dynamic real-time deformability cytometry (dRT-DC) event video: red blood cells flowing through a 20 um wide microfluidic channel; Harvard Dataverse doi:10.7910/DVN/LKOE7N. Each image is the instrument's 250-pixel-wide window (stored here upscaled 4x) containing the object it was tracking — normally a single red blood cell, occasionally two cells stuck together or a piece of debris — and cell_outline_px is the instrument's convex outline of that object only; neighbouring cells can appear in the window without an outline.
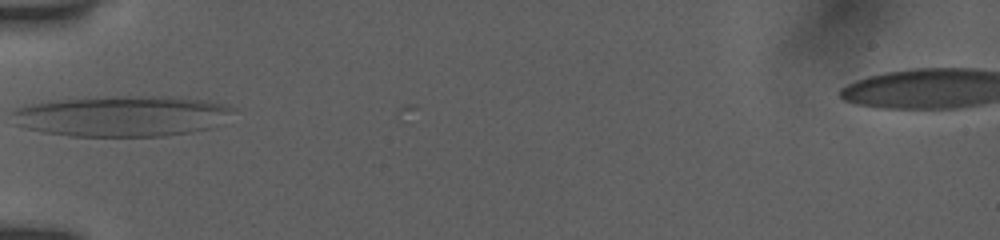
{"species": "human", "species_latin": "Homo sapiens", "temperature_condition": "room temperature", "stored_images_in_passage": 35, "segment_of_instrument_passage": [1, 2], "camera_frame_rate_fps": 3000, "um_per_image_px": 0.085, "donor": {"sex": "female"}, "frame": {"image": 1, "passage_image": 1, "time_ms": 0.0, "image_size_px": [1000, 240], "cell_outline_px": [[224, 108], [188, 132], [160, 136], [72, 136], [44, 132], [28, 128], [16, 124], [12, 112], [16, 108], [48, 100], [88, 96], [172, 96], [200, 100], [216, 104]], "centroid_in_image_um": [9.86, 9.83], "position_along_channel_um": 75.1, "area_um2": 49.71}}
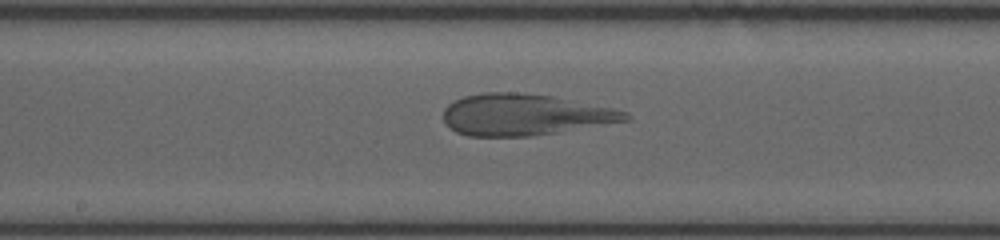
{"frame": {"image": 2, "passage_image": 11, "time_ms": 3.333, "image_size_px": [1000, 240], "cell_outline_px": [[628, 120], [528, 136], [468, 136], [456, 132], [444, 120], [444, 108], [448, 104], [464, 96], [484, 92], [516, 92], [552, 96], [612, 108], [624, 112], [628, 116]], "centroid_in_image_um": [44.51, 9.74], "position_along_channel_um": 203.7, "area_um2": 43.0}}
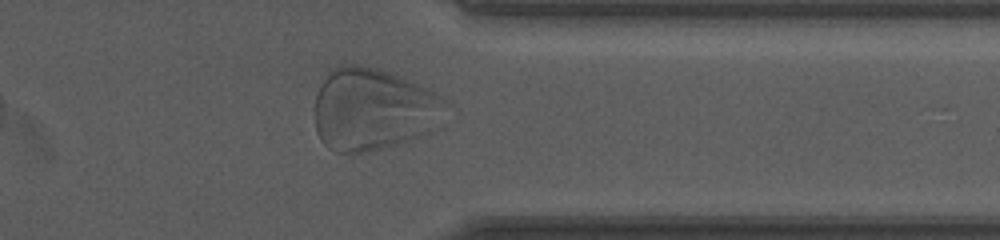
{"frame": {"image": 3, "passage_image": 25, "time_ms": 8.0, "image_size_px": [1000, 240], "cell_outline_px": [[452, 104], [428, 132], [392, 144], [364, 152], [336, 152], [328, 148], [320, 140], [316, 132], [316, 96], [328, 72], [336, 64], [344, 60], [376, 68], [416, 84], [440, 96]], "centroid_in_image_um": [31.66, 9.25], "position_along_channel_um": 379.7, "area_um2": 62.14}}